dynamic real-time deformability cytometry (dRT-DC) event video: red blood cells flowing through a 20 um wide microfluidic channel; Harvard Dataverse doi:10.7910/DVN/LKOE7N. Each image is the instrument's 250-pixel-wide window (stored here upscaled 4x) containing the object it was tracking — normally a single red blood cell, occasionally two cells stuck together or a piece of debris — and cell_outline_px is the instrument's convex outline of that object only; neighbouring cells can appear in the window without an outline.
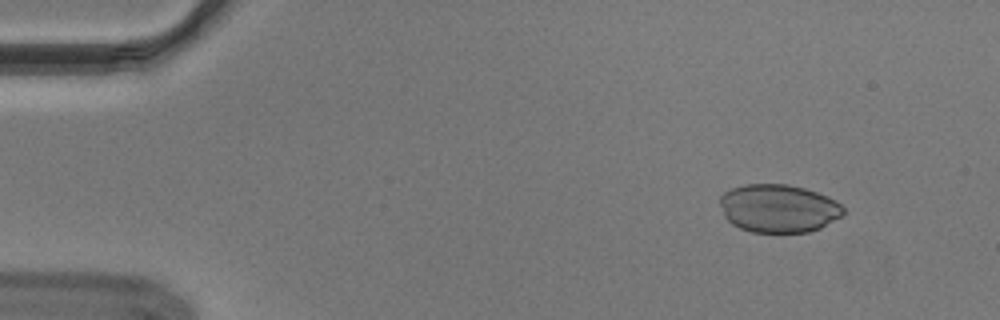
{"species": "Egyptian fruit bat (a non-hibernating species)", "species_latin": "Rousettus aegyptiacus", "temperature_condition": "cold", "stored_images_in_passage": 51, "camera_frame_rate_fps": 3000, "um_per_image_px": 0.085, "animal": {"sex": "male"}, "frame": {"image": 1, "passage_image": 3, "time_ms": 0.667, "image_size_px": [1000, 320], "cell_outline_px": [[844, 212], [840, 216], [820, 228], [808, 232], [752, 232], [740, 228], [732, 224], [724, 216], [720, 204], [720, 196], [724, 192], [732, 188], [744, 184], [788, 184], [804, 188], [816, 192], [836, 200], [844, 208]], "centroid_in_image_um": [66.15, 17.7], "position_along_channel_um": 18.9, "area_um2": 34.56}}
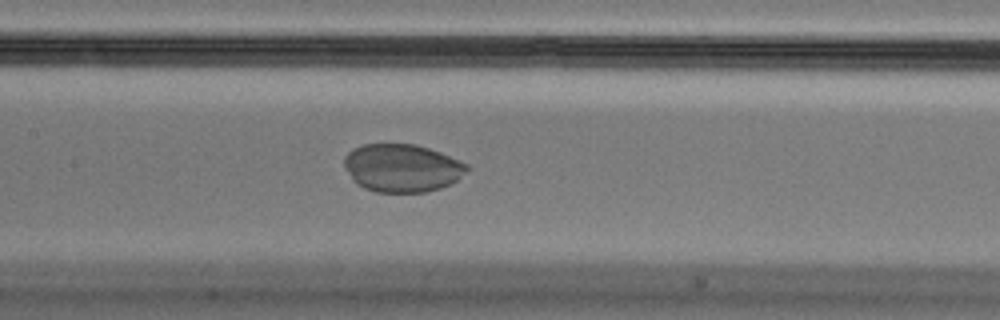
{"frame": {"image": 2, "passage_image": 23, "time_ms": 7.333, "image_size_px": [1000, 320], "cell_outline_px": [[472, 168], [456, 180], [440, 188], [424, 192], [376, 192], [364, 188], [356, 184], [352, 180], [344, 168], [344, 156], [352, 148], [364, 144], [416, 144], [440, 152], [460, 160], [468, 164]], "centroid_in_image_um": [34.16, 14.27], "position_along_channel_um": 173.2, "area_um2": 34.56}}
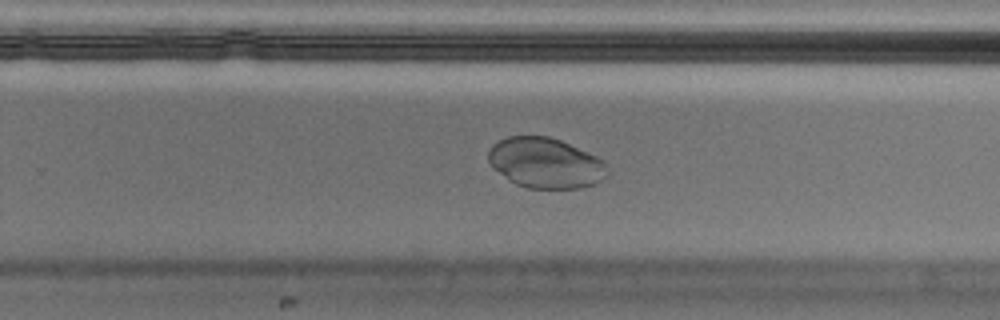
{"frame": {"image": 3, "passage_image": 32, "time_ms": 10.333, "image_size_px": [1000, 320], "cell_outline_px": [[608, 176], [596, 184], [580, 188], [528, 188], [516, 184], [508, 180], [488, 160], [488, 152], [492, 144], [508, 136], [548, 136], [560, 140], [596, 156], [604, 160], [608, 172]], "centroid_in_image_um": [46.39, 13.86], "position_along_channel_um": 283.4, "area_um2": 34.8}}